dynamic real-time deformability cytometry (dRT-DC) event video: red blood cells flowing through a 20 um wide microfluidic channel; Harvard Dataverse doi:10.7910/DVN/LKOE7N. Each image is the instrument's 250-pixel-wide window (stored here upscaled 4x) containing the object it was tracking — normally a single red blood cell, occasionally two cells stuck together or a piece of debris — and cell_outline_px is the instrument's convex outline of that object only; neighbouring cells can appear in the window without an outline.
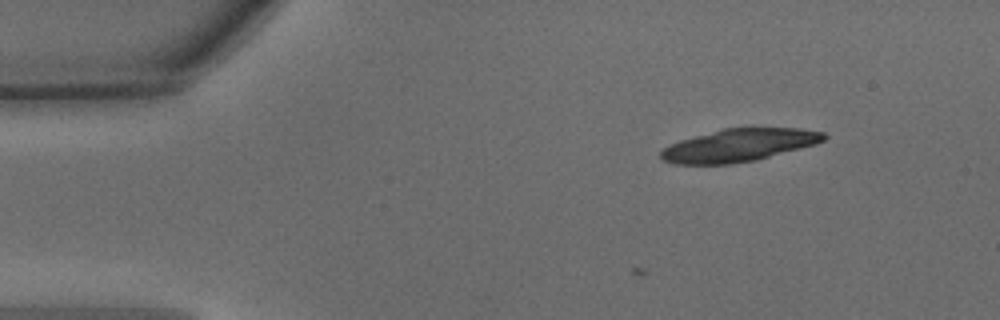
{"species": "common noctule bat (a hibernating species)", "species_latin": "Nyctalus noctula", "temperature_condition": "warm", "stored_images_in_passage": 4, "camera_frame_rate_fps": 3000, "um_per_image_px": 0.085, "animal": {"sex": "male", "body_mass_g": 15.6}, "frame": {"image": 1, "passage_image": 1, "time_ms": 0.0, "image_size_px": [1000, 320], "cell_outline_px": [[828, 136], [824, 140], [816, 144], [756, 160], [732, 164], [676, 164], [664, 160], [660, 156], [660, 152], [664, 148], [680, 140], [724, 128], [800, 128], [824, 132]], "centroid_in_image_um": [62.84, 12.34], "position_along_channel_um": 22.2, "area_um2": 30.87}}